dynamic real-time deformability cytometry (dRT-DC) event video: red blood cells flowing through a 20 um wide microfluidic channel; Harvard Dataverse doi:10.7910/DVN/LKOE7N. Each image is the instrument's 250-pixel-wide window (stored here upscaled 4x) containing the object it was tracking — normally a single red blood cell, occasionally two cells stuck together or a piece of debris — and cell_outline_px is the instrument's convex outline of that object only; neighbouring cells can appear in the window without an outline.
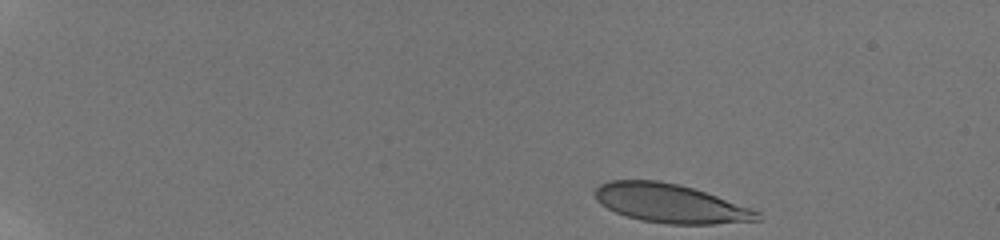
{"species": "human", "species_latin": "Homo sapiens", "temperature_condition": "room temperature", "stored_images_in_passage": 2, "camera_frame_rate_fps": 3000, "um_per_image_px": 0.085, "donor": {"sex": "male"}, "frame": {"image": 1, "passage_image": 1, "time_ms": 0.0, "image_size_px": [1000, 240], "cell_outline_px": [[764, 220], [712, 224], [668, 224], [640, 220], [616, 212], [600, 204], [596, 200], [592, 192], [600, 184], [608, 180], [656, 180], [680, 184], [752, 208], [760, 212]], "centroid_in_image_um": [56.98, 17.29], "position_along_channel_um": 28.0, "area_um2": 36.82}}